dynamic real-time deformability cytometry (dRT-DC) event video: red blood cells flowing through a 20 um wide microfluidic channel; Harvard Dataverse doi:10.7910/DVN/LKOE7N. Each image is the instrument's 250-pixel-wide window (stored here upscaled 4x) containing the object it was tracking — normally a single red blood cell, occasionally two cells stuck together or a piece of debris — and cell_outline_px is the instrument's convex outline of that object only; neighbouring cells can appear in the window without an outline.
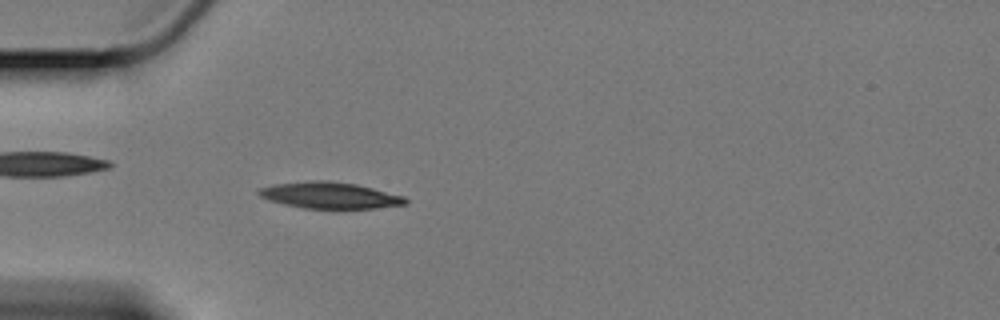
{"species": "Egyptian fruit bat (a non-hibernating species)", "species_latin": "Rousettus aegyptiacus", "temperature_condition": "cold", "stored_images_in_passage": 52, "camera_frame_rate_fps": 3000, "um_per_image_px": 0.085, "animal": {"sex": "female"}, "frame": {"image": 1, "passage_image": 11, "time_ms": 3.333, "image_size_px": [1000, 320], "cell_outline_px": [[408, 204], [376, 208], [304, 208], [284, 204], [260, 196], [256, 192], [260, 188], [272, 184], [308, 180], [328, 180], [356, 184], [404, 196], [408, 200]], "centroid_in_image_um": [28.04, 16.59], "position_along_channel_um": 57.0, "area_um2": 22.48}}
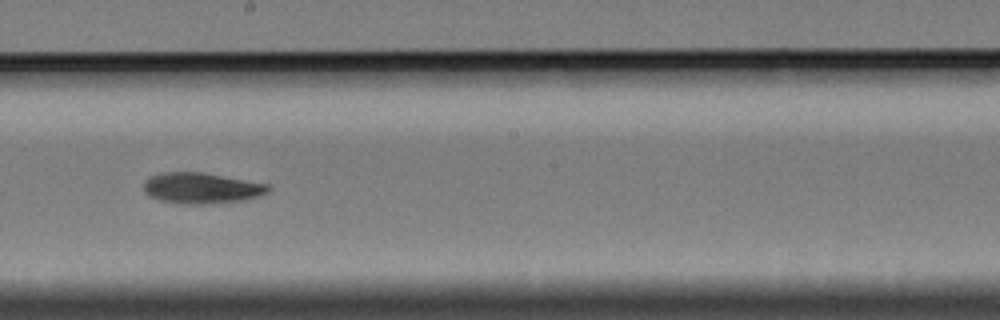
{"frame": {"image": 2, "passage_image": 27, "time_ms": 8.667, "image_size_px": [1000, 320], "cell_outline_px": [[272, 188], [268, 192], [244, 200], [204, 204], [184, 204], [160, 200], [148, 196], [144, 192], [144, 180], [152, 176], [164, 172], [204, 172], [268, 184]], "centroid_in_image_um": [17.11, 15.98], "position_along_channel_um": 231.1, "area_um2": 22.37}}
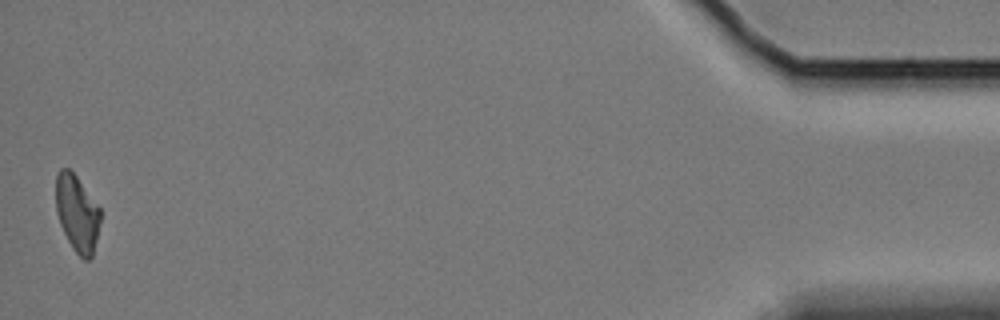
{"frame": {"image": 3, "passage_image": 52, "time_ms": 17.0, "image_size_px": [1000, 320], "cell_outline_px": [[100, 220], [92, 256], [88, 260], [84, 260], [72, 248], [60, 224], [56, 212], [56, 176], [60, 168], [68, 168], [76, 176], [100, 208]], "centroid_in_image_um": [6.54, 18.12], "position_along_channel_um": 428.7, "area_um2": 19.59}}